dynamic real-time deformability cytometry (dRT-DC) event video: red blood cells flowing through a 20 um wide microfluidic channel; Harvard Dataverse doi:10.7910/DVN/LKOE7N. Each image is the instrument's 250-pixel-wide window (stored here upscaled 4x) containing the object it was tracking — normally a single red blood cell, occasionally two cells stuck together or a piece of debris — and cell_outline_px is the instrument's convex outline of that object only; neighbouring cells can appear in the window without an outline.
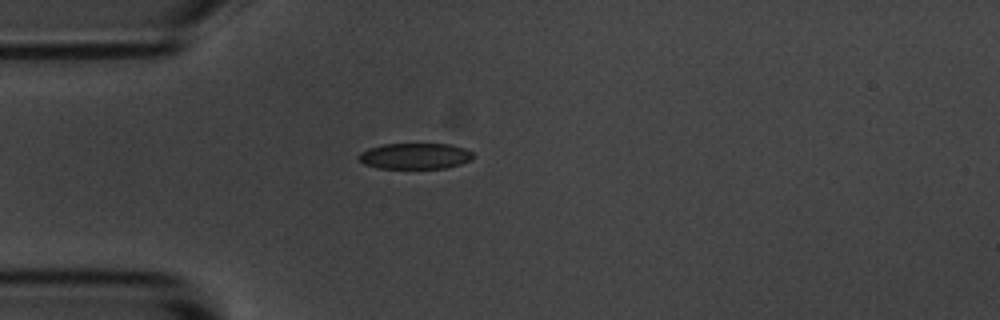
{"species": "common noctule bat (a hibernating species)", "species_latin": "Nyctalus noctula", "temperature_condition": "room temperature", "stored_images_in_passage": 2, "camera_frame_rate_fps": 3000, "um_per_image_px": 0.085, "animal": {"sex": "male", "body_mass_g": 20.1, "forearm_length_mm": 53.5}, "frame": {"image": 1, "passage_image": 1, "time_ms": 0.0, "image_size_px": [1000, 320], "cell_outline_px": [[476, 156], [472, 160], [460, 164], [444, 168], [380, 168], [364, 164], [356, 156], [360, 152], [368, 148], [384, 144], [452, 144], [464, 148], [472, 152]], "centroid_in_image_um": [35.3, 13.26], "position_along_channel_um": 49.7, "area_um2": 17.4}}